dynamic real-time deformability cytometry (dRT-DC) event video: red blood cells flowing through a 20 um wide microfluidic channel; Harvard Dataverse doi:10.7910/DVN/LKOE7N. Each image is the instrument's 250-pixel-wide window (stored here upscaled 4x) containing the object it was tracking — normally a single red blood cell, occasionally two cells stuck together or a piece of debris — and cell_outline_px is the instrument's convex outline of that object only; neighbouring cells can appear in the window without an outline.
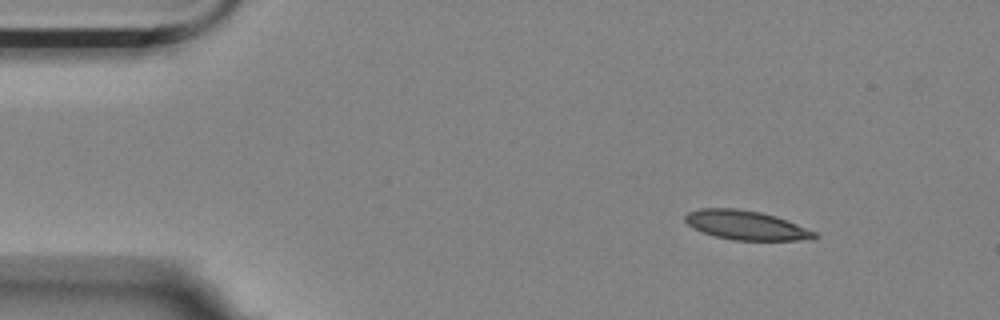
{"species": "Egyptian fruit bat (a non-hibernating species)", "species_latin": "Rousettus aegyptiacus", "temperature_condition": "room temperature", "stored_images_in_passage": 27, "camera_frame_rate_fps": 3000, "um_per_image_px": 0.085, "animal": {"sex": "female"}, "frame": {"image": 1, "passage_image": 1, "time_ms": 0.0, "image_size_px": [1000, 320], "cell_outline_px": [[820, 236], [812, 240], [732, 240], [716, 236], [692, 228], [684, 220], [684, 216], [688, 212], [700, 208], [736, 208], [760, 212], [776, 216], [816, 232]], "centroid_in_image_um": [63.42, 19.14], "position_along_channel_um": 21.6, "area_um2": 22.02}}
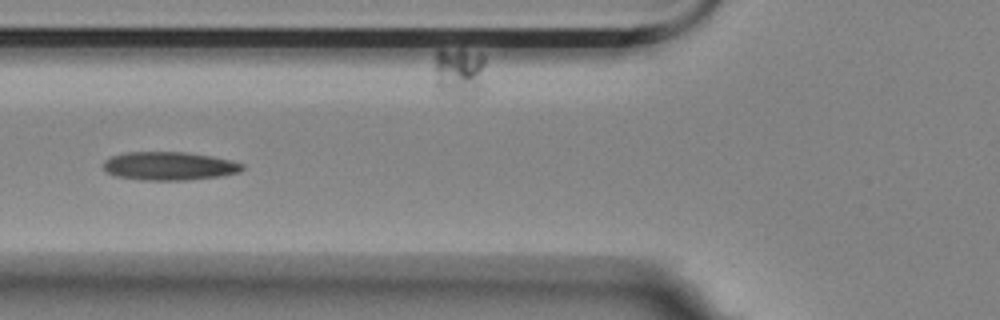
{"frame": {"image": 2, "passage_image": 15, "time_ms": 4.667, "image_size_px": [1000, 320], "cell_outline_px": [[244, 168], [240, 172], [220, 176], [184, 180], [140, 180], [116, 176], [108, 172], [104, 168], [104, 160], [112, 156], [124, 152], [184, 152], [212, 156], [244, 164]], "centroid_in_image_um": [14.38, 14.11], "position_along_channel_um": 111.4, "area_um2": 22.89}}
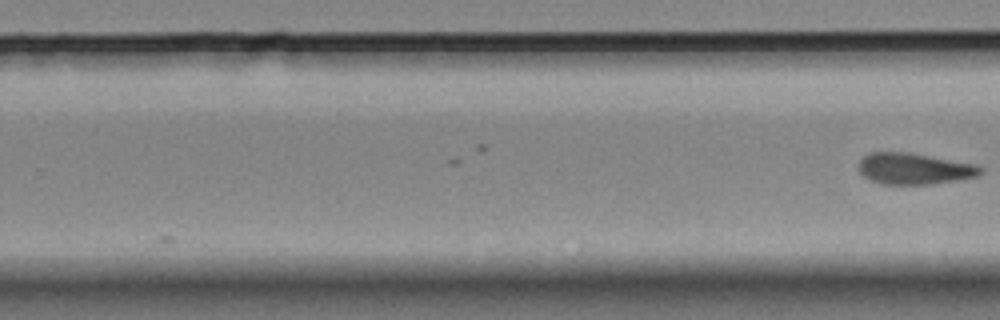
{"frame": {"image": 3, "passage_image": 27, "time_ms": 8.667, "image_size_px": [1000, 320], "cell_outline_px": [[984, 172], [976, 176], [960, 180], [928, 184], [884, 184], [868, 180], [856, 168], [860, 160], [864, 156], [872, 152], [908, 152], [976, 164], [984, 168]], "centroid_in_image_um": [77.71, 14.34], "position_along_channel_um": 252.1, "area_um2": 22.37}}